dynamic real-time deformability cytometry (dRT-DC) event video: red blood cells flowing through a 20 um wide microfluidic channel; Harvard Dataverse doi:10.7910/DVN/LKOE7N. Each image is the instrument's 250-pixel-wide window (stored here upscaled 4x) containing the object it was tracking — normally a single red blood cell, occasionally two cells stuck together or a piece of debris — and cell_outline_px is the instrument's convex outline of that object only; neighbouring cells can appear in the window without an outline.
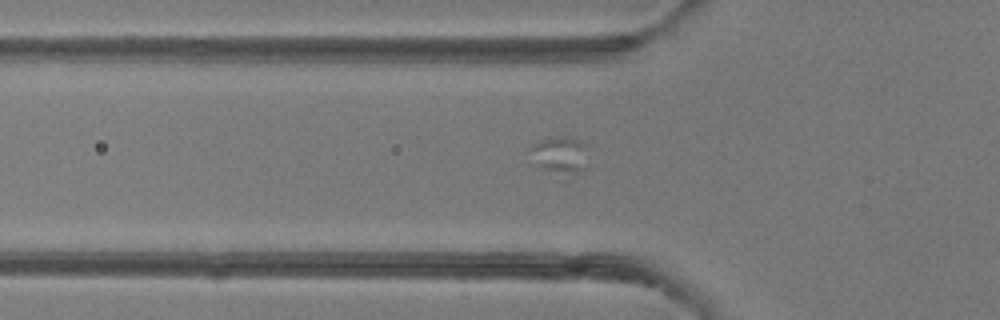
{"species": "common noctule bat (a hibernating species)", "species_latin": "Nyctalus noctula", "temperature_condition": "room temperature", "stored_images_in_passage": 20, "camera_frame_rate_fps": 3000, "um_per_image_px": 0.085, "animal": {"sex": "female"}, "frame": {"image": 1, "passage_image": 17, "time_ms": 5.333, "image_size_px": [1000, 320], "cell_outline_px": [[588, 168], [576, 172], [572, 172], [544, 168], [540, 164], [532, 148], [532, 144], [540, 140], [556, 136], [568, 136], [580, 140], [584, 144]], "centroid_in_image_um": [47.71, 13.07], "position_along_channel_um": 78.1, "area_um2": 11.39}}